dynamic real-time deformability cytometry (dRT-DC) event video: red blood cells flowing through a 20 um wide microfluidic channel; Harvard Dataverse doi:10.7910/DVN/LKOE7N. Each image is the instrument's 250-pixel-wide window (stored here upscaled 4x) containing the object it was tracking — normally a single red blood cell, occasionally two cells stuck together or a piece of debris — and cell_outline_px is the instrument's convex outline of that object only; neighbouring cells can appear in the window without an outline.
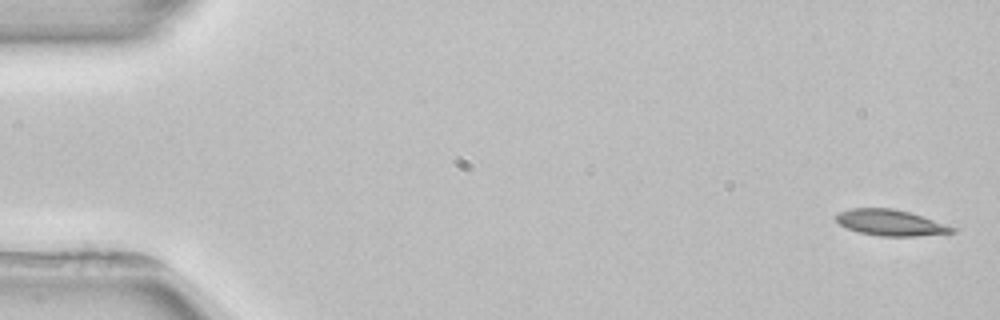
{"species": "common noctule bat (a hibernating species)", "species_latin": "Nyctalus noctula", "temperature_condition": "room temperature", "stored_images_in_passage": 5, "camera_frame_rate_fps": 3000, "um_per_image_px": 0.085, "animal": {"sex": "female", "body_mass_g": 22.7, "forearm_length_mm": 54.2}, "frame": {"image": 1, "passage_image": 1, "time_ms": 0.0, "image_size_px": [1000, 320], "cell_outline_px": [[956, 232], [916, 236], [880, 236], [860, 232], [848, 228], [840, 224], [836, 220], [836, 212], [852, 208], [892, 208], [912, 212], [956, 228]], "centroid_in_image_um": [75.69, 18.91], "position_along_channel_um": 9.3, "area_um2": 17.57}}
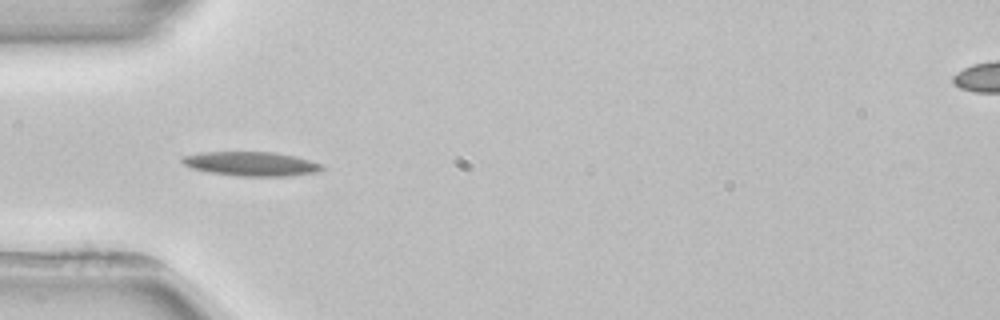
{"frame": {"image": 2, "passage_image": 4, "time_ms": 5.0, "image_size_px": [1000, 320], "cell_outline_px": [[324, 168], [320, 172], [288, 176], [240, 176], [208, 172], [192, 168], [184, 164], [180, 160], [184, 156], [204, 152], [276, 152], [296, 156], [324, 164]], "centroid_in_image_um": [21.42, 13.93], "position_along_channel_um": 63.6, "area_um2": 19.83}}